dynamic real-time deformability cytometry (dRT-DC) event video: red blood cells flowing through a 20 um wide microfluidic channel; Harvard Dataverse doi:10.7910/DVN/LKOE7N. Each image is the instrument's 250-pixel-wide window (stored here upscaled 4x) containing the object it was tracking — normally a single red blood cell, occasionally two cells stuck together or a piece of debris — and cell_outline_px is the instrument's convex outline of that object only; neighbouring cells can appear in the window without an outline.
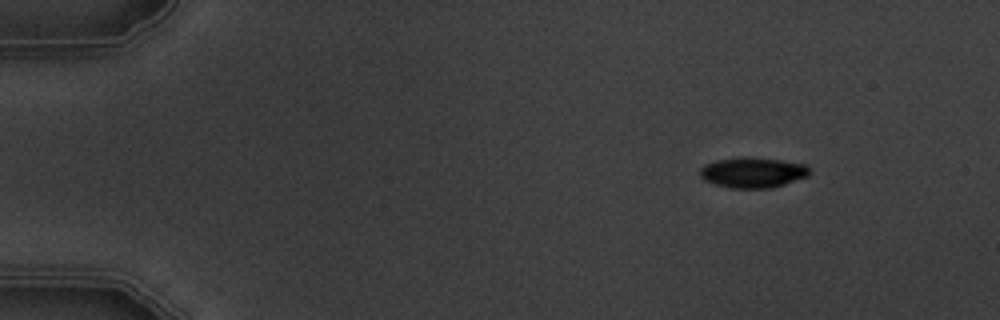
{"species": "common noctule bat (a hibernating species)", "species_latin": "Nyctalus noctula", "temperature_condition": "warm", "stored_images_in_passage": 5, "segment_of_instrument_passage": [1, 2], "camera_frame_rate_fps": 3000, "um_per_image_px": 0.085, "animal": {"sex": "male", "body_mass_g": 19.5, "forearm_length_mm": 54.6}, "frame": {"image": 1, "passage_image": 2, "time_ms": 1.333, "image_size_px": [1000, 320], "cell_outline_px": [[808, 176], [784, 184], [768, 188], [732, 188], [716, 184], [704, 180], [700, 176], [700, 168], [704, 164], [716, 160], [744, 156], [748, 156], [780, 160], [808, 164]], "centroid_in_image_um": [63.97, 14.64], "position_along_channel_um": 21.0, "area_um2": 19.42}}
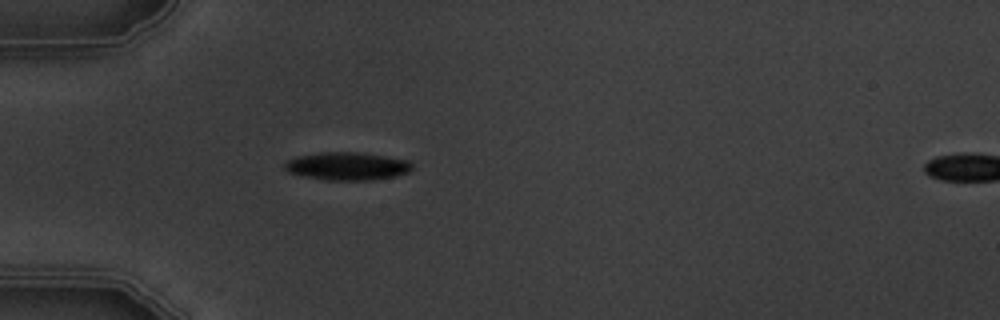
{"frame": {"image": 2, "passage_image": 4, "time_ms": 4.667, "image_size_px": [1000, 320], "cell_outline_px": [[412, 168], [408, 172], [396, 176], [368, 180], [328, 180], [304, 176], [288, 172], [284, 168], [284, 164], [288, 160], [296, 156], [320, 152], [356, 152], [412, 160]], "centroid_in_image_um": [29.52, 14.11], "position_along_channel_um": 55.5, "area_um2": 20.75}}